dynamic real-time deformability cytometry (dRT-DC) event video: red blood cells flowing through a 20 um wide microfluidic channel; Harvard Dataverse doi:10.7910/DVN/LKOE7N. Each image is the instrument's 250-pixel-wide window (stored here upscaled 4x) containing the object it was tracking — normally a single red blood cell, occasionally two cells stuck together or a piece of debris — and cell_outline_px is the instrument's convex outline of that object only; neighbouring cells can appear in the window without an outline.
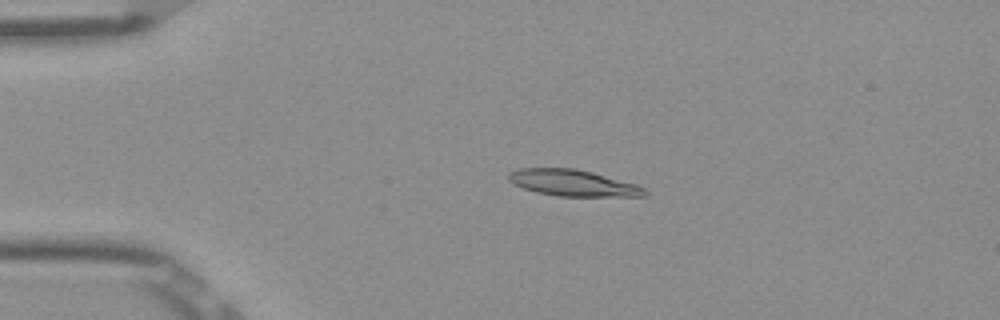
{"species": "Egyptian fruit bat (a non-hibernating species)", "species_latin": "Rousettus aegyptiacus", "temperature_condition": "room temperature", "stored_images_in_passage": 53, "camera_frame_rate_fps": 3000, "um_per_image_px": 0.085, "frame": {"image": 1, "passage_image": 12, "time_ms": 3.667, "image_size_px": [1000, 320], "cell_outline_px": [[648, 196], [560, 196], [536, 192], [524, 188], [508, 180], [508, 172], [520, 168], [576, 168], [592, 172], [636, 184], [644, 188], [648, 192]], "centroid_in_image_um": [48.71, 15.54], "position_along_channel_um": 36.3, "area_um2": 20.81}}
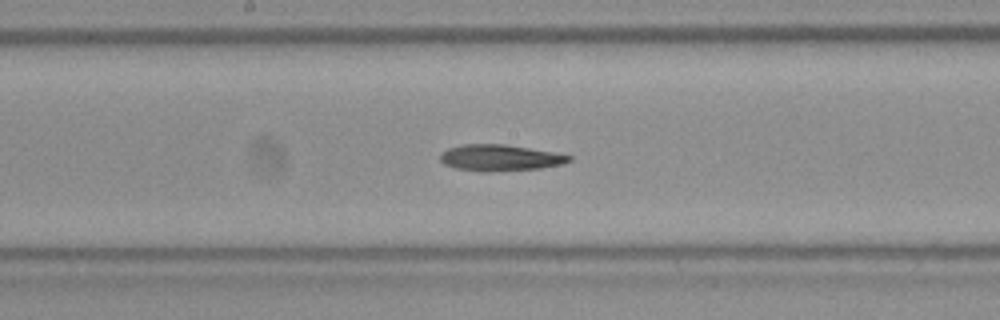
{"frame": {"image": 2, "passage_image": 28, "time_ms": 9.0, "image_size_px": [1000, 320], "cell_outline_px": [[572, 160], [564, 164], [540, 168], [488, 172], [480, 172], [456, 168], [444, 164], [440, 160], [440, 152], [448, 148], [460, 144], [504, 144], [552, 152], [572, 156]], "centroid_in_image_um": [42.46, 13.41], "position_along_channel_um": 205.7, "area_um2": 19.83}}
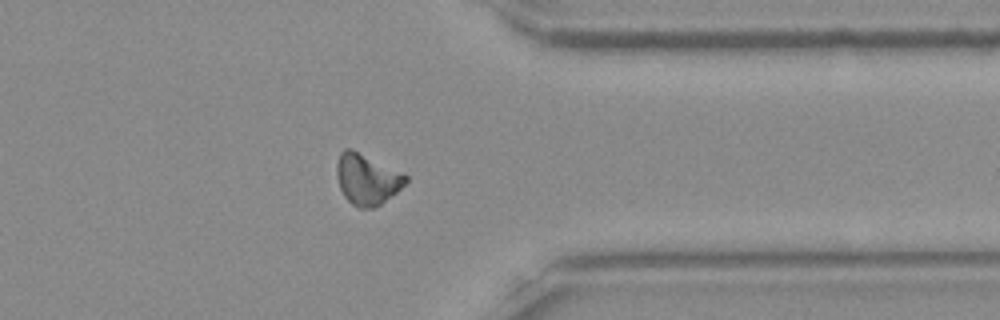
{"frame": {"image": 3, "passage_image": 42, "time_ms": 13.667, "image_size_px": [1000, 320], "cell_outline_px": [[408, 180], [396, 192], [380, 204], [372, 208], [360, 208], [352, 204], [344, 196], [340, 188], [336, 176], [336, 164], [340, 152], [344, 148], [352, 148], [408, 176]], "centroid_in_image_um": [31.15, 15.22], "position_along_channel_um": 380.3, "area_um2": 20.23}}